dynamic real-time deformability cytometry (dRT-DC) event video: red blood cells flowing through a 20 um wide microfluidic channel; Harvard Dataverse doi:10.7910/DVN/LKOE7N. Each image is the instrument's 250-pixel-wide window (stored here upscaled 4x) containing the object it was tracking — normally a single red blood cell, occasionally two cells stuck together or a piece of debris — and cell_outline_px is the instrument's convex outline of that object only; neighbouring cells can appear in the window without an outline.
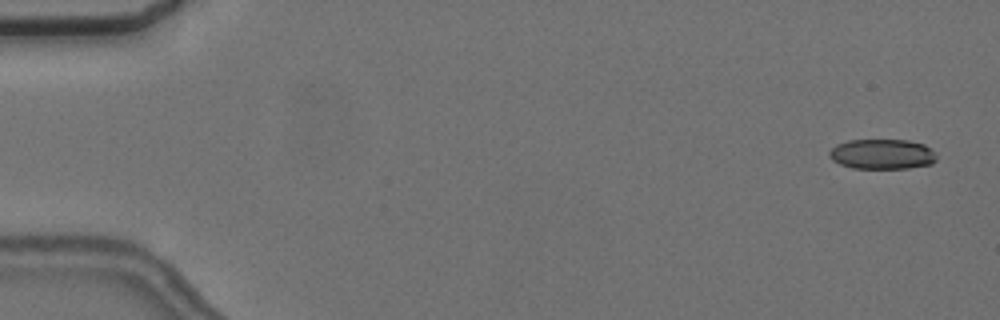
{"species": "common noctule bat (a hibernating species)", "species_latin": "Nyctalus noctula", "temperature_condition": "cold", "stored_images_in_passage": 57, "camera_frame_rate_fps": 3000, "um_per_image_px": 0.085, "animal": {"sex": "female", "body_mass_g": 24.6, "forearm_length_mm": 56.2}, "frame": {"image": 1, "passage_image": 3, "time_ms": 0.667, "image_size_px": [1000, 320], "cell_outline_px": [[936, 160], [932, 164], [908, 168], [852, 168], [840, 164], [832, 160], [828, 156], [828, 152], [836, 144], [848, 140], [908, 140], [924, 144], [936, 156]], "centroid_in_image_um": [74.94, 13.1], "position_along_channel_um": 10.1, "area_um2": 18.79}}
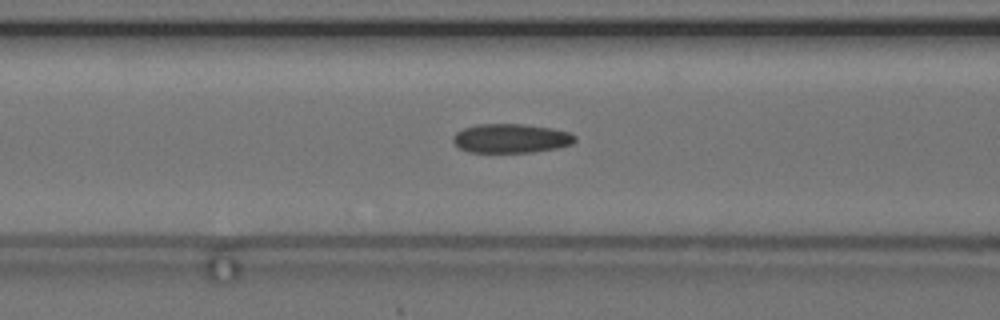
{"frame": {"image": 2, "passage_image": 24, "time_ms": 7.667, "image_size_px": [1000, 320], "cell_outline_px": [[576, 140], [572, 144], [560, 148], [532, 152], [468, 152], [460, 148], [452, 140], [452, 136], [456, 132], [464, 128], [476, 124], [524, 124], [552, 128], [568, 132], [576, 136]], "centroid_in_image_um": [43.44, 11.76], "position_along_channel_um": 123.2, "area_um2": 20.81}}
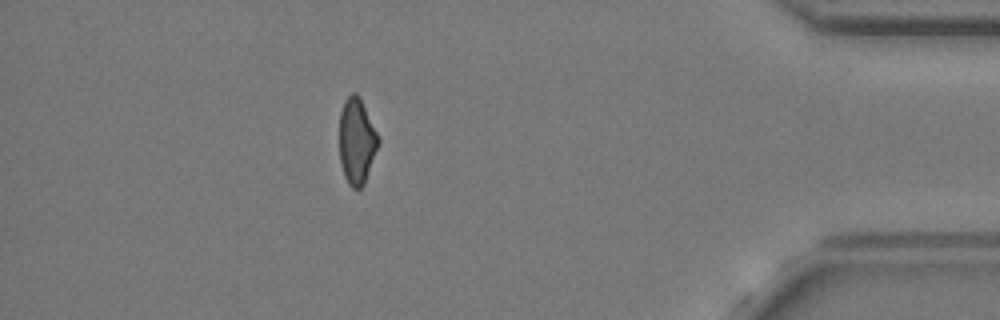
{"frame": {"image": 3, "passage_image": 51, "time_ms": 16.667, "image_size_px": [1000, 320], "cell_outline_px": [[380, 144], [364, 184], [360, 188], [352, 188], [348, 184], [344, 176], [340, 164], [340, 112], [344, 100], [352, 92], [356, 92], [360, 96], [380, 140]], "centroid_in_image_um": [30.32, 11.99], "position_along_channel_um": 404.9, "area_um2": 19.65}, "authors_computed_cell_mechanics": {"area_um2": 20.5768, "velocity_mm_per_s": 3.6332, "shape_relaxation_time_tau1_ms": null, "shape_relaxation_time_tau2_ms": 2.663, "deformation_change_tau1": null, "deformation_change_tau2": 0.088}}